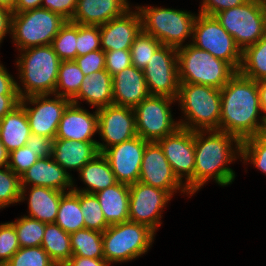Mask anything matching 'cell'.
Masks as SVG:
<instances>
[{
    "label": "cell",
    "mask_w": 266,
    "mask_h": 266,
    "mask_svg": "<svg viewBox=\"0 0 266 266\" xmlns=\"http://www.w3.org/2000/svg\"><path fill=\"white\" fill-rule=\"evenodd\" d=\"M98 133L97 109L91 113L81 105L70 103L59 122L55 139L98 142L93 139Z\"/></svg>",
    "instance_id": "obj_20"
},
{
    "label": "cell",
    "mask_w": 266,
    "mask_h": 266,
    "mask_svg": "<svg viewBox=\"0 0 266 266\" xmlns=\"http://www.w3.org/2000/svg\"><path fill=\"white\" fill-rule=\"evenodd\" d=\"M31 134L25 109L21 105L0 120V140L9 153L25 146Z\"/></svg>",
    "instance_id": "obj_29"
},
{
    "label": "cell",
    "mask_w": 266,
    "mask_h": 266,
    "mask_svg": "<svg viewBox=\"0 0 266 266\" xmlns=\"http://www.w3.org/2000/svg\"><path fill=\"white\" fill-rule=\"evenodd\" d=\"M141 30L139 11L131 7L122 16L100 26L101 49L104 52L118 49L130 50L135 37Z\"/></svg>",
    "instance_id": "obj_19"
},
{
    "label": "cell",
    "mask_w": 266,
    "mask_h": 266,
    "mask_svg": "<svg viewBox=\"0 0 266 266\" xmlns=\"http://www.w3.org/2000/svg\"><path fill=\"white\" fill-rule=\"evenodd\" d=\"M202 1V2H201ZM199 13L209 16H215L217 13L230 9L241 4L247 0H201Z\"/></svg>",
    "instance_id": "obj_47"
},
{
    "label": "cell",
    "mask_w": 266,
    "mask_h": 266,
    "mask_svg": "<svg viewBox=\"0 0 266 266\" xmlns=\"http://www.w3.org/2000/svg\"><path fill=\"white\" fill-rule=\"evenodd\" d=\"M113 104L134 108L150 93L144 72L134 65L125 68L112 76Z\"/></svg>",
    "instance_id": "obj_22"
},
{
    "label": "cell",
    "mask_w": 266,
    "mask_h": 266,
    "mask_svg": "<svg viewBox=\"0 0 266 266\" xmlns=\"http://www.w3.org/2000/svg\"><path fill=\"white\" fill-rule=\"evenodd\" d=\"M0 94L19 95L16 87V80L7 68L0 61Z\"/></svg>",
    "instance_id": "obj_50"
},
{
    "label": "cell",
    "mask_w": 266,
    "mask_h": 266,
    "mask_svg": "<svg viewBox=\"0 0 266 266\" xmlns=\"http://www.w3.org/2000/svg\"><path fill=\"white\" fill-rule=\"evenodd\" d=\"M21 180L8 166L0 167V210L20 202Z\"/></svg>",
    "instance_id": "obj_39"
},
{
    "label": "cell",
    "mask_w": 266,
    "mask_h": 266,
    "mask_svg": "<svg viewBox=\"0 0 266 266\" xmlns=\"http://www.w3.org/2000/svg\"><path fill=\"white\" fill-rule=\"evenodd\" d=\"M17 0H0V5L5 6L13 11Z\"/></svg>",
    "instance_id": "obj_58"
},
{
    "label": "cell",
    "mask_w": 266,
    "mask_h": 266,
    "mask_svg": "<svg viewBox=\"0 0 266 266\" xmlns=\"http://www.w3.org/2000/svg\"><path fill=\"white\" fill-rule=\"evenodd\" d=\"M172 195L140 181L129 185V221L144 224L157 232Z\"/></svg>",
    "instance_id": "obj_15"
},
{
    "label": "cell",
    "mask_w": 266,
    "mask_h": 266,
    "mask_svg": "<svg viewBox=\"0 0 266 266\" xmlns=\"http://www.w3.org/2000/svg\"><path fill=\"white\" fill-rule=\"evenodd\" d=\"M257 136L262 140H266V116H263L261 127Z\"/></svg>",
    "instance_id": "obj_57"
},
{
    "label": "cell",
    "mask_w": 266,
    "mask_h": 266,
    "mask_svg": "<svg viewBox=\"0 0 266 266\" xmlns=\"http://www.w3.org/2000/svg\"><path fill=\"white\" fill-rule=\"evenodd\" d=\"M18 53L16 87L20 98L55 94L61 60L51 45L27 48ZM19 81V83H18Z\"/></svg>",
    "instance_id": "obj_3"
},
{
    "label": "cell",
    "mask_w": 266,
    "mask_h": 266,
    "mask_svg": "<svg viewBox=\"0 0 266 266\" xmlns=\"http://www.w3.org/2000/svg\"><path fill=\"white\" fill-rule=\"evenodd\" d=\"M238 72L255 81L266 79V34L257 43L242 51Z\"/></svg>",
    "instance_id": "obj_32"
},
{
    "label": "cell",
    "mask_w": 266,
    "mask_h": 266,
    "mask_svg": "<svg viewBox=\"0 0 266 266\" xmlns=\"http://www.w3.org/2000/svg\"><path fill=\"white\" fill-rule=\"evenodd\" d=\"M70 243L73 256L104 258L102 232L80 229L70 233Z\"/></svg>",
    "instance_id": "obj_33"
},
{
    "label": "cell",
    "mask_w": 266,
    "mask_h": 266,
    "mask_svg": "<svg viewBox=\"0 0 266 266\" xmlns=\"http://www.w3.org/2000/svg\"><path fill=\"white\" fill-rule=\"evenodd\" d=\"M19 249L14 224L0 223V266H4Z\"/></svg>",
    "instance_id": "obj_43"
},
{
    "label": "cell",
    "mask_w": 266,
    "mask_h": 266,
    "mask_svg": "<svg viewBox=\"0 0 266 266\" xmlns=\"http://www.w3.org/2000/svg\"><path fill=\"white\" fill-rule=\"evenodd\" d=\"M196 14L191 44L229 63L238 72L242 50L235 43L234 38L222 27L215 16Z\"/></svg>",
    "instance_id": "obj_11"
},
{
    "label": "cell",
    "mask_w": 266,
    "mask_h": 266,
    "mask_svg": "<svg viewBox=\"0 0 266 266\" xmlns=\"http://www.w3.org/2000/svg\"><path fill=\"white\" fill-rule=\"evenodd\" d=\"M12 15L13 11L11 9L0 5V44L6 35L9 34L11 36Z\"/></svg>",
    "instance_id": "obj_51"
},
{
    "label": "cell",
    "mask_w": 266,
    "mask_h": 266,
    "mask_svg": "<svg viewBox=\"0 0 266 266\" xmlns=\"http://www.w3.org/2000/svg\"><path fill=\"white\" fill-rule=\"evenodd\" d=\"M4 266H57L41 247L20 248Z\"/></svg>",
    "instance_id": "obj_41"
},
{
    "label": "cell",
    "mask_w": 266,
    "mask_h": 266,
    "mask_svg": "<svg viewBox=\"0 0 266 266\" xmlns=\"http://www.w3.org/2000/svg\"><path fill=\"white\" fill-rule=\"evenodd\" d=\"M54 139L46 136L31 134L26 142L27 148H30L39 158L52 156Z\"/></svg>",
    "instance_id": "obj_49"
},
{
    "label": "cell",
    "mask_w": 266,
    "mask_h": 266,
    "mask_svg": "<svg viewBox=\"0 0 266 266\" xmlns=\"http://www.w3.org/2000/svg\"><path fill=\"white\" fill-rule=\"evenodd\" d=\"M180 83L208 85L221 89L237 71L191 43L177 48Z\"/></svg>",
    "instance_id": "obj_7"
},
{
    "label": "cell",
    "mask_w": 266,
    "mask_h": 266,
    "mask_svg": "<svg viewBox=\"0 0 266 266\" xmlns=\"http://www.w3.org/2000/svg\"><path fill=\"white\" fill-rule=\"evenodd\" d=\"M78 174L86 187L78 188L73 177V191L95 194L117 183L111 166L102 153H99L82 167Z\"/></svg>",
    "instance_id": "obj_28"
},
{
    "label": "cell",
    "mask_w": 266,
    "mask_h": 266,
    "mask_svg": "<svg viewBox=\"0 0 266 266\" xmlns=\"http://www.w3.org/2000/svg\"><path fill=\"white\" fill-rule=\"evenodd\" d=\"M55 224L69 234L85 228L80 207V192L72 190L61 196Z\"/></svg>",
    "instance_id": "obj_31"
},
{
    "label": "cell",
    "mask_w": 266,
    "mask_h": 266,
    "mask_svg": "<svg viewBox=\"0 0 266 266\" xmlns=\"http://www.w3.org/2000/svg\"><path fill=\"white\" fill-rule=\"evenodd\" d=\"M51 46L61 61L75 60L77 57V24L66 21L52 40Z\"/></svg>",
    "instance_id": "obj_36"
},
{
    "label": "cell",
    "mask_w": 266,
    "mask_h": 266,
    "mask_svg": "<svg viewBox=\"0 0 266 266\" xmlns=\"http://www.w3.org/2000/svg\"><path fill=\"white\" fill-rule=\"evenodd\" d=\"M80 207L85 228L104 232L109 227L95 194L80 192Z\"/></svg>",
    "instance_id": "obj_37"
},
{
    "label": "cell",
    "mask_w": 266,
    "mask_h": 266,
    "mask_svg": "<svg viewBox=\"0 0 266 266\" xmlns=\"http://www.w3.org/2000/svg\"><path fill=\"white\" fill-rule=\"evenodd\" d=\"M76 3L77 0H42L41 7L59 14L67 21H71Z\"/></svg>",
    "instance_id": "obj_48"
},
{
    "label": "cell",
    "mask_w": 266,
    "mask_h": 266,
    "mask_svg": "<svg viewBox=\"0 0 266 266\" xmlns=\"http://www.w3.org/2000/svg\"><path fill=\"white\" fill-rule=\"evenodd\" d=\"M98 154L97 142L54 139L52 157L72 177Z\"/></svg>",
    "instance_id": "obj_26"
},
{
    "label": "cell",
    "mask_w": 266,
    "mask_h": 266,
    "mask_svg": "<svg viewBox=\"0 0 266 266\" xmlns=\"http://www.w3.org/2000/svg\"><path fill=\"white\" fill-rule=\"evenodd\" d=\"M70 103L68 98L56 94L33 95L20 99L31 133L51 139H55L59 122Z\"/></svg>",
    "instance_id": "obj_12"
},
{
    "label": "cell",
    "mask_w": 266,
    "mask_h": 266,
    "mask_svg": "<svg viewBox=\"0 0 266 266\" xmlns=\"http://www.w3.org/2000/svg\"><path fill=\"white\" fill-rule=\"evenodd\" d=\"M156 234L150 227L131 221L110 225L102 232L104 259L112 266L142 257L153 246Z\"/></svg>",
    "instance_id": "obj_6"
},
{
    "label": "cell",
    "mask_w": 266,
    "mask_h": 266,
    "mask_svg": "<svg viewBox=\"0 0 266 266\" xmlns=\"http://www.w3.org/2000/svg\"><path fill=\"white\" fill-rule=\"evenodd\" d=\"M20 180L21 186H43L63 192H70L73 188V177L52 156L39 158L20 176Z\"/></svg>",
    "instance_id": "obj_21"
},
{
    "label": "cell",
    "mask_w": 266,
    "mask_h": 266,
    "mask_svg": "<svg viewBox=\"0 0 266 266\" xmlns=\"http://www.w3.org/2000/svg\"><path fill=\"white\" fill-rule=\"evenodd\" d=\"M134 7L140 14L142 31L152 35L162 45L177 49L192 42L193 27L197 17L195 13L163 6L135 5ZM187 38L190 39L188 42Z\"/></svg>",
    "instance_id": "obj_5"
},
{
    "label": "cell",
    "mask_w": 266,
    "mask_h": 266,
    "mask_svg": "<svg viewBox=\"0 0 266 266\" xmlns=\"http://www.w3.org/2000/svg\"><path fill=\"white\" fill-rule=\"evenodd\" d=\"M161 45V42L152 35L146 34L141 30L130 47L132 65L143 70L152 58L153 53Z\"/></svg>",
    "instance_id": "obj_38"
},
{
    "label": "cell",
    "mask_w": 266,
    "mask_h": 266,
    "mask_svg": "<svg viewBox=\"0 0 266 266\" xmlns=\"http://www.w3.org/2000/svg\"><path fill=\"white\" fill-rule=\"evenodd\" d=\"M21 187L20 203L28 202L29 214L26 216L46 224L55 223L61 196L65 192L43 186Z\"/></svg>",
    "instance_id": "obj_24"
},
{
    "label": "cell",
    "mask_w": 266,
    "mask_h": 266,
    "mask_svg": "<svg viewBox=\"0 0 266 266\" xmlns=\"http://www.w3.org/2000/svg\"><path fill=\"white\" fill-rule=\"evenodd\" d=\"M157 142L171 165L173 173L193 196L195 167L194 131L179 127L174 133L159 139Z\"/></svg>",
    "instance_id": "obj_13"
},
{
    "label": "cell",
    "mask_w": 266,
    "mask_h": 266,
    "mask_svg": "<svg viewBox=\"0 0 266 266\" xmlns=\"http://www.w3.org/2000/svg\"><path fill=\"white\" fill-rule=\"evenodd\" d=\"M75 62L85 76L93 72L105 69V53L102 49L89 52L86 55L76 57Z\"/></svg>",
    "instance_id": "obj_46"
},
{
    "label": "cell",
    "mask_w": 266,
    "mask_h": 266,
    "mask_svg": "<svg viewBox=\"0 0 266 266\" xmlns=\"http://www.w3.org/2000/svg\"><path fill=\"white\" fill-rule=\"evenodd\" d=\"M147 142L137 135L102 152L110 164L117 182L128 185L138 182Z\"/></svg>",
    "instance_id": "obj_18"
},
{
    "label": "cell",
    "mask_w": 266,
    "mask_h": 266,
    "mask_svg": "<svg viewBox=\"0 0 266 266\" xmlns=\"http://www.w3.org/2000/svg\"><path fill=\"white\" fill-rule=\"evenodd\" d=\"M143 72L150 95L177 99L180 82L176 48L161 45Z\"/></svg>",
    "instance_id": "obj_14"
},
{
    "label": "cell",
    "mask_w": 266,
    "mask_h": 266,
    "mask_svg": "<svg viewBox=\"0 0 266 266\" xmlns=\"http://www.w3.org/2000/svg\"><path fill=\"white\" fill-rule=\"evenodd\" d=\"M128 0H77L71 22L101 26L122 16L132 7Z\"/></svg>",
    "instance_id": "obj_23"
},
{
    "label": "cell",
    "mask_w": 266,
    "mask_h": 266,
    "mask_svg": "<svg viewBox=\"0 0 266 266\" xmlns=\"http://www.w3.org/2000/svg\"><path fill=\"white\" fill-rule=\"evenodd\" d=\"M39 157L30 148L22 146L9 153L8 167L18 176L31 168Z\"/></svg>",
    "instance_id": "obj_44"
},
{
    "label": "cell",
    "mask_w": 266,
    "mask_h": 266,
    "mask_svg": "<svg viewBox=\"0 0 266 266\" xmlns=\"http://www.w3.org/2000/svg\"><path fill=\"white\" fill-rule=\"evenodd\" d=\"M138 181L165 190L172 196L175 193L185 194L189 198L192 196L173 173L158 142L146 143Z\"/></svg>",
    "instance_id": "obj_17"
},
{
    "label": "cell",
    "mask_w": 266,
    "mask_h": 266,
    "mask_svg": "<svg viewBox=\"0 0 266 266\" xmlns=\"http://www.w3.org/2000/svg\"><path fill=\"white\" fill-rule=\"evenodd\" d=\"M9 163V152L6 150L0 140V167H6Z\"/></svg>",
    "instance_id": "obj_56"
},
{
    "label": "cell",
    "mask_w": 266,
    "mask_h": 266,
    "mask_svg": "<svg viewBox=\"0 0 266 266\" xmlns=\"http://www.w3.org/2000/svg\"><path fill=\"white\" fill-rule=\"evenodd\" d=\"M176 102L168 96L150 95L133 109L137 135L148 142L174 133L180 126L173 118L171 106Z\"/></svg>",
    "instance_id": "obj_10"
},
{
    "label": "cell",
    "mask_w": 266,
    "mask_h": 266,
    "mask_svg": "<svg viewBox=\"0 0 266 266\" xmlns=\"http://www.w3.org/2000/svg\"><path fill=\"white\" fill-rule=\"evenodd\" d=\"M41 247L57 266H64L73 256L70 234L55 223H45Z\"/></svg>",
    "instance_id": "obj_30"
},
{
    "label": "cell",
    "mask_w": 266,
    "mask_h": 266,
    "mask_svg": "<svg viewBox=\"0 0 266 266\" xmlns=\"http://www.w3.org/2000/svg\"><path fill=\"white\" fill-rule=\"evenodd\" d=\"M108 225L129 221V185L117 182L95 193Z\"/></svg>",
    "instance_id": "obj_27"
},
{
    "label": "cell",
    "mask_w": 266,
    "mask_h": 266,
    "mask_svg": "<svg viewBox=\"0 0 266 266\" xmlns=\"http://www.w3.org/2000/svg\"><path fill=\"white\" fill-rule=\"evenodd\" d=\"M19 95L0 94V120L20 105Z\"/></svg>",
    "instance_id": "obj_52"
},
{
    "label": "cell",
    "mask_w": 266,
    "mask_h": 266,
    "mask_svg": "<svg viewBox=\"0 0 266 266\" xmlns=\"http://www.w3.org/2000/svg\"><path fill=\"white\" fill-rule=\"evenodd\" d=\"M100 26L77 24V57L101 49Z\"/></svg>",
    "instance_id": "obj_42"
},
{
    "label": "cell",
    "mask_w": 266,
    "mask_h": 266,
    "mask_svg": "<svg viewBox=\"0 0 266 266\" xmlns=\"http://www.w3.org/2000/svg\"><path fill=\"white\" fill-rule=\"evenodd\" d=\"M220 91V131L240 141L257 136L263 119L257 82L237 72Z\"/></svg>",
    "instance_id": "obj_2"
},
{
    "label": "cell",
    "mask_w": 266,
    "mask_h": 266,
    "mask_svg": "<svg viewBox=\"0 0 266 266\" xmlns=\"http://www.w3.org/2000/svg\"><path fill=\"white\" fill-rule=\"evenodd\" d=\"M176 103L183 114L178 119L181 128L191 131L220 130V89L208 85L180 83Z\"/></svg>",
    "instance_id": "obj_4"
},
{
    "label": "cell",
    "mask_w": 266,
    "mask_h": 266,
    "mask_svg": "<svg viewBox=\"0 0 266 266\" xmlns=\"http://www.w3.org/2000/svg\"><path fill=\"white\" fill-rule=\"evenodd\" d=\"M84 77L75 60L61 61L55 94L71 100L78 93Z\"/></svg>",
    "instance_id": "obj_34"
},
{
    "label": "cell",
    "mask_w": 266,
    "mask_h": 266,
    "mask_svg": "<svg viewBox=\"0 0 266 266\" xmlns=\"http://www.w3.org/2000/svg\"><path fill=\"white\" fill-rule=\"evenodd\" d=\"M81 101H85V104L87 103L94 110L113 104L112 76L106 69L84 77L80 89L71 99V103L81 105Z\"/></svg>",
    "instance_id": "obj_25"
},
{
    "label": "cell",
    "mask_w": 266,
    "mask_h": 266,
    "mask_svg": "<svg viewBox=\"0 0 266 266\" xmlns=\"http://www.w3.org/2000/svg\"><path fill=\"white\" fill-rule=\"evenodd\" d=\"M215 17L242 51L266 34V4L262 0H247Z\"/></svg>",
    "instance_id": "obj_9"
},
{
    "label": "cell",
    "mask_w": 266,
    "mask_h": 266,
    "mask_svg": "<svg viewBox=\"0 0 266 266\" xmlns=\"http://www.w3.org/2000/svg\"><path fill=\"white\" fill-rule=\"evenodd\" d=\"M194 143V194L211 179L222 187L231 185L236 174L229 165L241 159V141L224 131L199 130Z\"/></svg>",
    "instance_id": "obj_1"
},
{
    "label": "cell",
    "mask_w": 266,
    "mask_h": 266,
    "mask_svg": "<svg viewBox=\"0 0 266 266\" xmlns=\"http://www.w3.org/2000/svg\"><path fill=\"white\" fill-rule=\"evenodd\" d=\"M105 53V69L111 76L132 65L130 50H112Z\"/></svg>",
    "instance_id": "obj_45"
},
{
    "label": "cell",
    "mask_w": 266,
    "mask_h": 266,
    "mask_svg": "<svg viewBox=\"0 0 266 266\" xmlns=\"http://www.w3.org/2000/svg\"><path fill=\"white\" fill-rule=\"evenodd\" d=\"M256 82L258 87L260 108L263 116H266V79H261Z\"/></svg>",
    "instance_id": "obj_55"
},
{
    "label": "cell",
    "mask_w": 266,
    "mask_h": 266,
    "mask_svg": "<svg viewBox=\"0 0 266 266\" xmlns=\"http://www.w3.org/2000/svg\"><path fill=\"white\" fill-rule=\"evenodd\" d=\"M240 161L244 165L252 164L254 168L266 175V140L252 136L241 141Z\"/></svg>",
    "instance_id": "obj_40"
},
{
    "label": "cell",
    "mask_w": 266,
    "mask_h": 266,
    "mask_svg": "<svg viewBox=\"0 0 266 266\" xmlns=\"http://www.w3.org/2000/svg\"><path fill=\"white\" fill-rule=\"evenodd\" d=\"M97 115L98 134L102 141L97 142L99 153L137 136L133 108L112 104L97 109Z\"/></svg>",
    "instance_id": "obj_16"
},
{
    "label": "cell",
    "mask_w": 266,
    "mask_h": 266,
    "mask_svg": "<svg viewBox=\"0 0 266 266\" xmlns=\"http://www.w3.org/2000/svg\"><path fill=\"white\" fill-rule=\"evenodd\" d=\"M64 266H110L104 258H85L72 256Z\"/></svg>",
    "instance_id": "obj_53"
},
{
    "label": "cell",
    "mask_w": 266,
    "mask_h": 266,
    "mask_svg": "<svg viewBox=\"0 0 266 266\" xmlns=\"http://www.w3.org/2000/svg\"><path fill=\"white\" fill-rule=\"evenodd\" d=\"M42 0H17L13 9V13H20L23 11L40 8Z\"/></svg>",
    "instance_id": "obj_54"
},
{
    "label": "cell",
    "mask_w": 266,
    "mask_h": 266,
    "mask_svg": "<svg viewBox=\"0 0 266 266\" xmlns=\"http://www.w3.org/2000/svg\"><path fill=\"white\" fill-rule=\"evenodd\" d=\"M11 222L14 224L20 248L41 246L45 223L25 214Z\"/></svg>",
    "instance_id": "obj_35"
},
{
    "label": "cell",
    "mask_w": 266,
    "mask_h": 266,
    "mask_svg": "<svg viewBox=\"0 0 266 266\" xmlns=\"http://www.w3.org/2000/svg\"><path fill=\"white\" fill-rule=\"evenodd\" d=\"M66 21L59 14L42 7L13 13L10 38L18 51L51 45Z\"/></svg>",
    "instance_id": "obj_8"
}]
</instances>
